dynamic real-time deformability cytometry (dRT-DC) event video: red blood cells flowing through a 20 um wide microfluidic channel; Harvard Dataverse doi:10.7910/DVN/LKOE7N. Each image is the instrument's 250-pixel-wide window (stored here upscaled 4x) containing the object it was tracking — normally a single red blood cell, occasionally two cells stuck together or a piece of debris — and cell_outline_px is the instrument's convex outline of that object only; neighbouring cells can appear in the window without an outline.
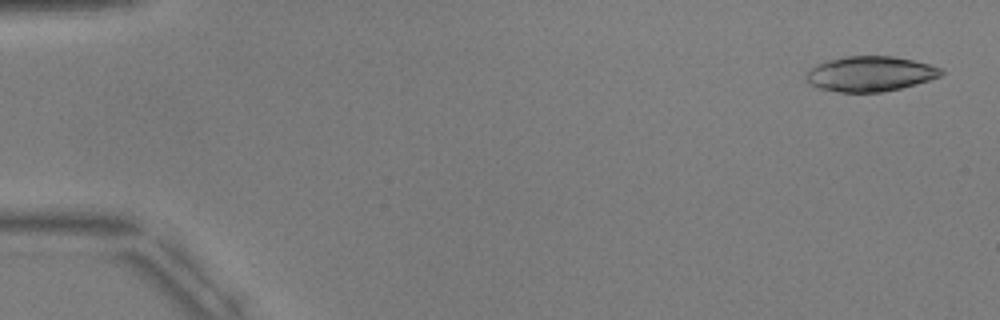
{"species": "common noctule bat (a hibernating species)", "species_latin": "Nyctalus noctula", "temperature_condition": "warm", "stored_images_in_passage": 5, "camera_frame_rate_fps": 3000, "um_per_image_px": 0.085, "animal": {"sex": "male", "body_mass_g": 17.9, "forearm_length_mm": 54.2}, "frame": {"image": 1, "passage_image": 1, "time_ms": 0.0, "image_size_px": [1000, 320], "cell_outline_px": [[944, 72], [940, 76], [916, 84], [884, 92], [840, 92], [820, 88], [812, 84], [804, 76], [812, 68], [828, 60], [848, 56], [892, 56], [912, 60], [928, 64], [940, 68]], "centroid_in_image_um": [73.99, 6.28], "position_along_channel_um": 11.0, "area_um2": 27.17}}
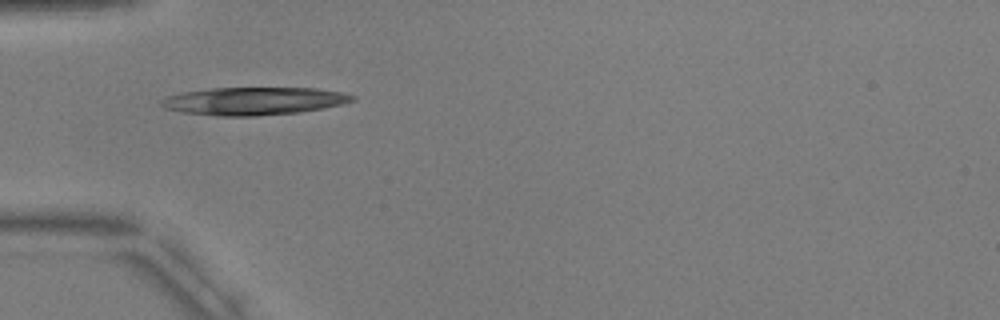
{"frame": {"image": 2, "passage_image": 4, "time_ms": 5.0, "image_size_px": [1000, 320], "cell_outline_px": [[356, 100], [324, 108], [300, 112], [256, 116], [216, 116], [184, 112], [164, 108], [160, 104], [160, 100], [168, 96], [184, 92], [212, 88], [316, 88], [344, 92], [356, 96]], "centroid_in_image_um": [21.61, 8.59], "position_along_channel_um": 63.4, "area_um2": 30.98}}